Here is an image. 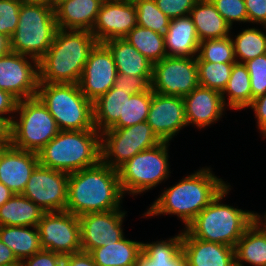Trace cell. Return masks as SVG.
Segmentation results:
<instances>
[{
  "label": "cell",
  "mask_w": 266,
  "mask_h": 266,
  "mask_svg": "<svg viewBox=\"0 0 266 266\" xmlns=\"http://www.w3.org/2000/svg\"><path fill=\"white\" fill-rule=\"evenodd\" d=\"M190 16L200 42L225 38L230 36L233 30L210 0H198L192 8Z\"/></svg>",
  "instance_id": "cell-25"
},
{
  "label": "cell",
  "mask_w": 266,
  "mask_h": 266,
  "mask_svg": "<svg viewBox=\"0 0 266 266\" xmlns=\"http://www.w3.org/2000/svg\"><path fill=\"white\" fill-rule=\"evenodd\" d=\"M10 52V39L0 33V58Z\"/></svg>",
  "instance_id": "cell-51"
},
{
  "label": "cell",
  "mask_w": 266,
  "mask_h": 266,
  "mask_svg": "<svg viewBox=\"0 0 266 266\" xmlns=\"http://www.w3.org/2000/svg\"><path fill=\"white\" fill-rule=\"evenodd\" d=\"M169 143L162 141L155 147L143 150L117 169L124 196L141 195L168 180L171 176Z\"/></svg>",
  "instance_id": "cell-9"
},
{
  "label": "cell",
  "mask_w": 266,
  "mask_h": 266,
  "mask_svg": "<svg viewBox=\"0 0 266 266\" xmlns=\"http://www.w3.org/2000/svg\"><path fill=\"white\" fill-rule=\"evenodd\" d=\"M230 183L185 228L194 238L235 247L254 222V211L224 204Z\"/></svg>",
  "instance_id": "cell-4"
},
{
  "label": "cell",
  "mask_w": 266,
  "mask_h": 266,
  "mask_svg": "<svg viewBox=\"0 0 266 266\" xmlns=\"http://www.w3.org/2000/svg\"><path fill=\"white\" fill-rule=\"evenodd\" d=\"M266 31V26H263ZM232 35L231 39L234 45V56L237 63L245 62L266 53V32L259 28H246L237 34ZM234 36V37H232Z\"/></svg>",
  "instance_id": "cell-33"
},
{
  "label": "cell",
  "mask_w": 266,
  "mask_h": 266,
  "mask_svg": "<svg viewBox=\"0 0 266 266\" xmlns=\"http://www.w3.org/2000/svg\"><path fill=\"white\" fill-rule=\"evenodd\" d=\"M182 252L186 266H235L234 247L194 238L182 229Z\"/></svg>",
  "instance_id": "cell-21"
},
{
  "label": "cell",
  "mask_w": 266,
  "mask_h": 266,
  "mask_svg": "<svg viewBox=\"0 0 266 266\" xmlns=\"http://www.w3.org/2000/svg\"><path fill=\"white\" fill-rule=\"evenodd\" d=\"M63 256L48 250H40L20 262V266H63Z\"/></svg>",
  "instance_id": "cell-44"
},
{
  "label": "cell",
  "mask_w": 266,
  "mask_h": 266,
  "mask_svg": "<svg viewBox=\"0 0 266 266\" xmlns=\"http://www.w3.org/2000/svg\"><path fill=\"white\" fill-rule=\"evenodd\" d=\"M0 266H20L13 251L0 240Z\"/></svg>",
  "instance_id": "cell-49"
},
{
  "label": "cell",
  "mask_w": 266,
  "mask_h": 266,
  "mask_svg": "<svg viewBox=\"0 0 266 266\" xmlns=\"http://www.w3.org/2000/svg\"><path fill=\"white\" fill-rule=\"evenodd\" d=\"M57 30L54 7L22 2L17 29L10 38V51L39 61L53 43Z\"/></svg>",
  "instance_id": "cell-7"
},
{
  "label": "cell",
  "mask_w": 266,
  "mask_h": 266,
  "mask_svg": "<svg viewBox=\"0 0 266 266\" xmlns=\"http://www.w3.org/2000/svg\"><path fill=\"white\" fill-rule=\"evenodd\" d=\"M196 60L212 63H236L231 36L201 41Z\"/></svg>",
  "instance_id": "cell-37"
},
{
  "label": "cell",
  "mask_w": 266,
  "mask_h": 266,
  "mask_svg": "<svg viewBox=\"0 0 266 266\" xmlns=\"http://www.w3.org/2000/svg\"><path fill=\"white\" fill-rule=\"evenodd\" d=\"M104 0H61L54 6L57 27L64 30H92Z\"/></svg>",
  "instance_id": "cell-22"
},
{
  "label": "cell",
  "mask_w": 266,
  "mask_h": 266,
  "mask_svg": "<svg viewBox=\"0 0 266 266\" xmlns=\"http://www.w3.org/2000/svg\"><path fill=\"white\" fill-rule=\"evenodd\" d=\"M152 91L183 97L199 86L196 57H168L153 65Z\"/></svg>",
  "instance_id": "cell-11"
},
{
  "label": "cell",
  "mask_w": 266,
  "mask_h": 266,
  "mask_svg": "<svg viewBox=\"0 0 266 266\" xmlns=\"http://www.w3.org/2000/svg\"><path fill=\"white\" fill-rule=\"evenodd\" d=\"M39 83L38 61L32 57L9 52L0 58V89L18 101L35 97Z\"/></svg>",
  "instance_id": "cell-14"
},
{
  "label": "cell",
  "mask_w": 266,
  "mask_h": 266,
  "mask_svg": "<svg viewBox=\"0 0 266 266\" xmlns=\"http://www.w3.org/2000/svg\"><path fill=\"white\" fill-rule=\"evenodd\" d=\"M160 142L146 121L125 128L108 129L101 133V161L117 170L139 152Z\"/></svg>",
  "instance_id": "cell-10"
},
{
  "label": "cell",
  "mask_w": 266,
  "mask_h": 266,
  "mask_svg": "<svg viewBox=\"0 0 266 266\" xmlns=\"http://www.w3.org/2000/svg\"><path fill=\"white\" fill-rule=\"evenodd\" d=\"M21 0H0V33L9 39L17 29Z\"/></svg>",
  "instance_id": "cell-41"
},
{
  "label": "cell",
  "mask_w": 266,
  "mask_h": 266,
  "mask_svg": "<svg viewBox=\"0 0 266 266\" xmlns=\"http://www.w3.org/2000/svg\"><path fill=\"white\" fill-rule=\"evenodd\" d=\"M18 100L9 92L0 89V117L11 124Z\"/></svg>",
  "instance_id": "cell-46"
},
{
  "label": "cell",
  "mask_w": 266,
  "mask_h": 266,
  "mask_svg": "<svg viewBox=\"0 0 266 266\" xmlns=\"http://www.w3.org/2000/svg\"><path fill=\"white\" fill-rule=\"evenodd\" d=\"M44 250L64 256L82 251L79 217L68 212H45L38 224Z\"/></svg>",
  "instance_id": "cell-12"
},
{
  "label": "cell",
  "mask_w": 266,
  "mask_h": 266,
  "mask_svg": "<svg viewBox=\"0 0 266 266\" xmlns=\"http://www.w3.org/2000/svg\"><path fill=\"white\" fill-rule=\"evenodd\" d=\"M36 96L47 107L60 130L96 129L93 102L81 92L79 84L38 83Z\"/></svg>",
  "instance_id": "cell-6"
},
{
  "label": "cell",
  "mask_w": 266,
  "mask_h": 266,
  "mask_svg": "<svg viewBox=\"0 0 266 266\" xmlns=\"http://www.w3.org/2000/svg\"><path fill=\"white\" fill-rule=\"evenodd\" d=\"M152 76H130L117 73L113 88L123 89L130 94L152 91Z\"/></svg>",
  "instance_id": "cell-42"
},
{
  "label": "cell",
  "mask_w": 266,
  "mask_h": 266,
  "mask_svg": "<svg viewBox=\"0 0 266 266\" xmlns=\"http://www.w3.org/2000/svg\"><path fill=\"white\" fill-rule=\"evenodd\" d=\"M235 250V266L266 265V234L253 222L238 240Z\"/></svg>",
  "instance_id": "cell-30"
},
{
  "label": "cell",
  "mask_w": 266,
  "mask_h": 266,
  "mask_svg": "<svg viewBox=\"0 0 266 266\" xmlns=\"http://www.w3.org/2000/svg\"><path fill=\"white\" fill-rule=\"evenodd\" d=\"M137 25L136 7L128 0H104L91 30L99 43L122 39Z\"/></svg>",
  "instance_id": "cell-17"
},
{
  "label": "cell",
  "mask_w": 266,
  "mask_h": 266,
  "mask_svg": "<svg viewBox=\"0 0 266 266\" xmlns=\"http://www.w3.org/2000/svg\"><path fill=\"white\" fill-rule=\"evenodd\" d=\"M131 95L128 91L112 87L93 102L94 127L99 133L111 129L119 119H124L125 102Z\"/></svg>",
  "instance_id": "cell-27"
},
{
  "label": "cell",
  "mask_w": 266,
  "mask_h": 266,
  "mask_svg": "<svg viewBox=\"0 0 266 266\" xmlns=\"http://www.w3.org/2000/svg\"><path fill=\"white\" fill-rule=\"evenodd\" d=\"M128 1H130V2H133V3H134V2H137L138 0H128Z\"/></svg>",
  "instance_id": "cell-57"
},
{
  "label": "cell",
  "mask_w": 266,
  "mask_h": 266,
  "mask_svg": "<svg viewBox=\"0 0 266 266\" xmlns=\"http://www.w3.org/2000/svg\"><path fill=\"white\" fill-rule=\"evenodd\" d=\"M59 132L56 120L37 96L17 102L9 126L12 146L38 154Z\"/></svg>",
  "instance_id": "cell-8"
},
{
  "label": "cell",
  "mask_w": 266,
  "mask_h": 266,
  "mask_svg": "<svg viewBox=\"0 0 266 266\" xmlns=\"http://www.w3.org/2000/svg\"><path fill=\"white\" fill-rule=\"evenodd\" d=\"M39 164L67 174L101 161V133L97 129L60 132L38 152Z\"/></svg>",
  "instance_id": "cell-5"
},
{
  "label": "cell",
  "mask_w": 266,
  "mask_h": 266,
  "mask_svg": "<svg viewBox=\"0 0 266 266\" xmlns=\"http://www.w3.org/2000/svg\"><path fill=\"white\" fill-rule=\"evenodd\" d=\"M13 195L15 194L0 182V207Z\"/></svg>",
  "instance_id": "cell-52"
},
{
  "label": "cell",
  "mask_w": 266,
  "mask_h": 266,
  "mask_svg": "<svg viewBox=\"0 0 266 266\" xmlns=\"http://www.w3.org/2000/svg\"><path fill=\"white\" fill-rule=\"evenodd\" d=\"M153 91L133 94L127 98L124 108V119L119 121L111 129H120L133 126L147 120L151 106Z\"/></svg>",
  "instance_id": "cell-38"
},
{
  "label": "cell",
  "mask_w": 266,
  "mask_h": 266,
  "mask_svg": "<svg viewBox=\"0 0 266 266\" xmlns=\"http://www.w3.org/2000/svg\"><path fill=\"white\" fill-rule=\"evenodd\" d=\"M250 76V85L253 99L266 93V54L244 63Z\"/></svg>",
  "instance_id": "cell-39"
},
{
  "label": "cell",
  "mask_w": 266,
  "mask_h": 266,
  "mask_svg": "<svg viewBox=\"0 0 266 266\" xmlns=\"http://www.w3.org/2000/svg\"><path fill=\"white\" fill-rule=\"evenodd\" d=\"M124 197L118 171L100 161L69 174L66 211L79 217L122 209Z\"/></svg>",
  "instance_id": "cell-2"
},
{
  "label": "cell",
  "mask_w": 266,
  "mask_h": 266,
  "mask_svg": "<svg viewBox=\"0 0 266 266\" xmlns=\"http://www.w3.org/2000/svg\"><path fill=\"white\" fill-rule=\"evenodd\" d=\"M0 240L20 262L42 250L37 226H0Z\"/></svg>",
  "instance_id": "cell-31"
},
{
  "label": "cell",
  "mask_w": 266,
  "mask_h": 266,
  "mask_svg": "<svg viewBox=\"0 0 266 266\" xmlns=\"http://www.w3.org/2000/svg\"><path fill=\"white\" fill-rule=\"evenodd\" d=\"M96 43L90 31L58 28L53 43L38 61L39 83L78 84Z\"/></svg>",
  "instance_id": "cell-3"
},
{
  "label": "cell",
  "mask_w": 266,
  "mask_h": 266,
  "mask_svg": "<svg viewBox=\"0 0 266 266\" xmlns=\"http://www.w3.org/2000/svg\"><path fill=\"white\" fill-rule=\"evenodd\" d=\"M9 124L0 117V147L9 144Z\"/></svg>",
  "instance_id": "cell-50"
},
{
  "label": "cell",
  "mask_w": 266,
  "mask_h": 266,
  "mask_svg": "<svg viewBox=\"0 0 266 266\" xmlns=\"http://www.w3.org/2000/svg\"><path fill=\"white\" fill-rule=\"evenodd\" d=\"M261 135L263 136V137H262L263 139L266 138V128L261 132Z\"/></svg>",
  "instance_id": "cell-55"
},
{
  "label": "cell",
  "mask_w": 266,
  "mask_h": 266,
  "mask_svg": "<svg viewBox=\"0 0 266 266\" xmlns=\"http://www.w3.org/2000/svg\"><path fill=\"white\" fill-rule=\"evenodd\" d=\"M199 44L190 15L170 19L168 32L164 36V47L168 57H197Z\"/></svg>",
  "instance_id": "cell-23"
},
{
  "label": "cell",
  "mask_w": 266,
  "mask_h": 266,
  "mask_svg": "<svg viewBox=\"0 0 266 266\" xmlns=\"http://www.w3.org/2000/svg\"><path fill=\"white\" fill-rule=\"evenodd\" d=\"M220 15L233 28L234 22L247 23L248 16L244 0H210Z\"/></svg>",
  "instance_id": "cell-40"
},
{
  "label": "cell",
  "mask_w": 266,
  "mask_h": 266,
  "mask_svg": "<svg viewBox=\"0 0 266 266\" xmlns=\"http://www.w3.org/2000/svg\"><path fill=\"white\" fill-rule=\"evenodd\" d=\"M63 266H97L89 252L80 251L64 256Z\"/></svg>",
  "instance_id": "cell-48"
},
{
  "label": "cell",
  "mask_w": 266,
  "mask_h": 266,
  "mask_svg": "<svg viewBox=\"0 0 266 266\" xmlns=\"http://www.w3.org/2000/svg\"><path fill=\"white\" fill-rule=\"evenodd\" d=\"M248 23L266 26V0H244Z\"/></svg>",
  "instance_id": "cell-45"
},
{
  "label": "cell",
  "mask_w": 266,
  "mask_h": 266,
  "mask_svg": "<svg viewBox=\"0 0 266 266\" xmlns=\"http://www.w3.org/2000/svg\"><path fill=\"white\" fill-rule=\"evenodd\" d=\"M116 77L117 69L112 53L104 43L97 42L89 53L78 83L81 92L94 102L113 87Z\"/></svg>",
  "instance_id": "cell-16"
},
{
  "label": "cell",
  "mask_w": 266,
  "mask_h": 266,
  "mask_svg": "<svg viewBox=\"0 0 266 266\" xmlns=\"http://www.w3.org/2000/svg\"><path fill=\"white\" fill-rule=\"evenodd\" d=\"M251 108L255 114L256 128L260 131V133L266 128V93L262 96H259L251 102V104L247 107Z\"/></svg>",
  "instance_id": "cell-47"
},
{
  "label": "cell",
  "mask_w": 266,
  "mask_h": 266,
  "mask_svg": "<svg viewBox=\"0 0 266 266\" xmlns=\"http://www.w3.org/2000/svg\"><path fill=\"white\" fill-rule=\"evenodd\" d=\"M38 164L35 152L15 148L10 143L0 147V182L14 194H22Z\"/></svg>",
  "instance_id": "cell-19"
},
{
  "label": "cell",
  "mask_w": 266,
  "mask_h": 266,
  "mask_svg": "<svg viewBox=\"0 0 266 266\" xmlns=\"http://www.w3.org/2000/svg\"><path fill=\"white\" fill-rule=\"evenodd\" d=\"M142 253L143 242L126 237L90 252L97 266H135Z\"/></svg>",
  "instance_id": "cell-28"
},
{
  "label": "cell",
  "mask_w": 266,
  "mask_h": 266,
  "mask_svg": "<svg viewBox=\"0 0 266 266\" xmlns=\"http://www.w3.org/2000/svg\"><path fill=\"white\" fill-rule=\"evenodd\" d=\"M198 0H155L157 7L170 19L190 15Z\"/></svg>",
  "instance_id": "cell-43"
},
{
  "label": "cell",
  "mask_w": 266,
  "mask_h": 266,
  "mask_svg": "<svg viewBox=\"0 0 266 266\" xmlns=\"http://www.w3.org/2000/svg\"><path fill=\"white\" fill-rule=\"evenodd\" d=\"M126 214L127 211L124 209H116L79 216L82 251L90 253L93 249L124 238L122 226Z\"/></svg>",
  "instance_id": "cell-15"
},
{
  "label": "cell",
  "mask_w": 266,
  "mask_h": 266,
  "mask_svg": "<svg viewBox=\"0 0 266 266\" xmlns=\"http://www.w3.org/2000/svg\"><path fill=\"white\" fill-rule=\"evenodd\" d=\"M61 0H53V7L58 3L60 2Z\"/></svg>",
  "instance_id": "cell-56"
},
{
  "label": "cell",
  "mask_w": 266,
  "mask_h": 266,
  "mask_svg": "<svg viewBox=\"0 0 266 266\" xmlns=\"http://www.w3.org/2000/svg\"><path fill=\"white\" fill-rule=\"evenodd\" d=\"M21 1L25 3H41L53 7V0H21Z\"/></svg>",
  "instance_id": "cell-54"
},
{
  "label": "cell",
  "mask_w": 266,
  "mask_h": 266,
  "mask_svg": "<svg viewBox=\"0 0 266 266\" xmlns=\"http://www.w3.org/2000/svg\"><path fill=\"white\" fill-rule=\"evenodd\" d=\"M183 100L187 126L194 125L197 129L215 124L227 111L221 92L215 89L198 86L183 96Z\"/></svg>",
  "instance_id": "cell-20"
},
{
  "label": "cell",
  "mask_w": 266,
  "mask_h": 266,
  "mask_svg": "<svg viewBox=\"0 0 266 266\" xmlns=\"http://www.w3.org/2000/svg\"><path fill=\"white\" fill-rule=\"evenodd\" d=\"M235 63L197 61L199 86L223 92Z\"/></svg>",
  "instance_id": "cell-36"
},
{
  "label": "cell",
  "mask_w": 266,
  "mask_h": 266,
  "mask_svg": "<svg viewBox=\"0 0 266 266\" xmlns=\"http://www.w3.org/2000/svg\"><path fill=\"white\" fill-rule=\"evenodd\" d=\"M166 240L143 242V253L135 266H186L182 252V230Z\"/></svg>",
  "instance_id": "cell-24"
},
{
  "label": "cell",
  "mask_w": 266,
  "mask_h": 266,
  "mask_svg": "<svg viewBox=\"0 0 266 266\" xmlns=\"http://www.w3.org/2000/svg\"><path fill=\"white\" fill-rule=\"evenodd\" d=\"M112 53L117 73L130 76H152L153 64L125 38L104 42Z\"/></svg>",
  "instance_id": "cell-26"
},
{
  "label": "cell",
  "mask_w": 266,
  "mask_h": 266,
  "mask_svg": "<svg viewBox=\"0 0 266 266\" xmlns=\"http://www.w3.org/2000/svg\"><path fill=\"white\" fill-rule=\"evenodd\" d=\"M44 213L26 196L15 194L0 207V226H38Z\"/></svg>",
  "instance_id": "cell-29"
},
{
  "label": "cell",
  "mask_w": 266,
  "mask_h": 266,
  "mask_svg": "<svg viewBox=\"0 0 266 266\" xmlns=\"http://www.w3.org/2000/svg\"><path fill=\"white\" fill-rule=\"evenodd\" d=\"M68 179L69 174L38 164L22 195L45 212L66 211Z\"/></svg>",
  "instance_id": "cell-13"
},
{
  "label": "cell",
  "mask_w": 266,
  "mask_h": 266,
  "mask_svg": "<svg viewBox=\"0 0 266 266\" xmlns=\"http://www.w3.org/2000/svg\"><path fill=\"white\" fill-rule=\"evenodd\" d=\"M228 184L216 176L210 167L199 168L174 185L166 187L142 214V218L175 215L186 228Z\"/></svg>",
  "instance_id": "cell-1"
},
{
  "label": "cell",
  "mask_w": 266,
  "mask_h": 266,
  "mask_svg": "<svg viewBox=\"0 0 266 266\" xmlns=\"http://www.w3.org/2000/svg\"><path fill=\"white\" fill-rule=\"evenodd\" d=\"M146 122L161 141L171 142L187 126L183 97L153 92Z\"/></svg>",
  "instance_id": "cell-18"
},
{
  "label": "cell",
  "mask_w": 266,
  "mask_h": 266,
  "mask_svg": "<svg viewBox=\"0 0 266 266\" xmlns=\"http://www.w3.org/2000/svg\"><path fill=\"white\" fill-rule=\"evenodd\" d=\"M134 4L138 26L151 29L162 36L167 34L170 18L157 7L155 0H138Z\"/></svg>",
  "instance_id": "cell-35"
},
{
  "label": "cell",
  "mask_w": 266,
  "mask_h": 266,
  "mask_svg": "<svg viewBox=\"0 0 266 266\" xmlns=\"http://www.w3.org/2000/svg\"><path fill=\"white\" fill-rule=\"evenodd\" d=\"M221 94L225 106L230 110L242 111L251 104L250 76L244 64H233L228 84Z\"/></svg>",
  "instance_id": "cell-32"
},
{
  "label": "cell",
  "mask_w": 266,
  "mask_h": 266,
  "mask_svg": "<svg viewBox=\"0 0 266 266\" xmlns=\"http://www.w3.org/2000/svg\"><path fill=\"white\" fill-rule=\"evenodd\" d=\"M264 221V222H263ZM254 222L262 229V231L266 234V212L262 216L260 213L254 211Z\"/></svg>",
  "instance_id": "cell-53"
},
{
  "label": "cell",
  "mask_w": 266,
  "mask_h": 266,
  "mask_svg": "<svg viewBox=\"0 0 266 266\" xmlns=\"http://www.w3.org/2000/svg\"><path fill=\"white\" fill-rule=\"evenodd\" d=\"M153 65L167 56L164 36L151 29L136 25L125 37Z\"/></svg>",
  "instance_id": "cell-34"
}]
</instances>
